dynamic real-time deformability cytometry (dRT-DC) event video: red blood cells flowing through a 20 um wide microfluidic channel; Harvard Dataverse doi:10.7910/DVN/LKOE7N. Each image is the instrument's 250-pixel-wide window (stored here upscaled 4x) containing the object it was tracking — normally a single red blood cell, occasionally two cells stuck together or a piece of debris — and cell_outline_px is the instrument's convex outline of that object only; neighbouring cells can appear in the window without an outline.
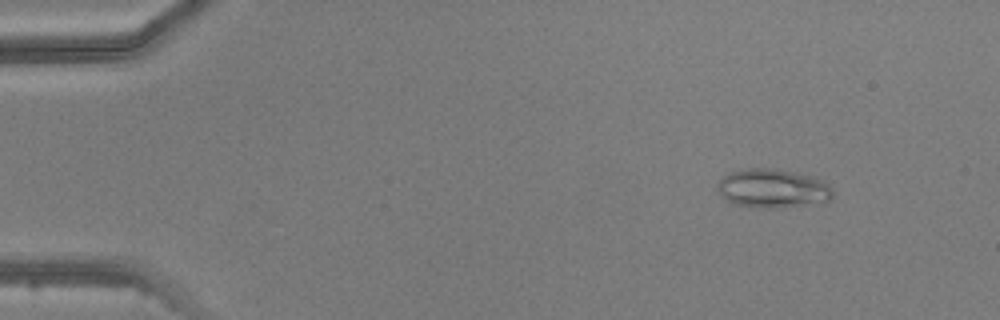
{"species": "common noctule bat (a hibernating species)", "species_latin": "Nyctalus noctula", "temperature_condition": "warm", "stored_images_in_passage": 4, "camera_frame_rate_fps": 3000, "um_per_image_px": 0.085, "animal": {"sex": "male", "body_mass_g": 20.5, "forearm_length_mm": 52.5}, "frame": {"image": 1, "passage_image": 1, "time_ms": 0.0, "image_size_px": [1000, 320], "cell_outline_px": [[832, 196], [828, 200], [804, 204], [776, 208], [764, 208], [736, 204], [720, 196], [716, 188], [716, 184], [724, 176], [732, 172], [748, 168], [772, 168], [796, 172], [820, 180], [828, 184], [832, 188]], "centroid_in_image_um": [65.62, 16.0], "position_along_channel_um": 19.4, "area_um2": 25.66}}